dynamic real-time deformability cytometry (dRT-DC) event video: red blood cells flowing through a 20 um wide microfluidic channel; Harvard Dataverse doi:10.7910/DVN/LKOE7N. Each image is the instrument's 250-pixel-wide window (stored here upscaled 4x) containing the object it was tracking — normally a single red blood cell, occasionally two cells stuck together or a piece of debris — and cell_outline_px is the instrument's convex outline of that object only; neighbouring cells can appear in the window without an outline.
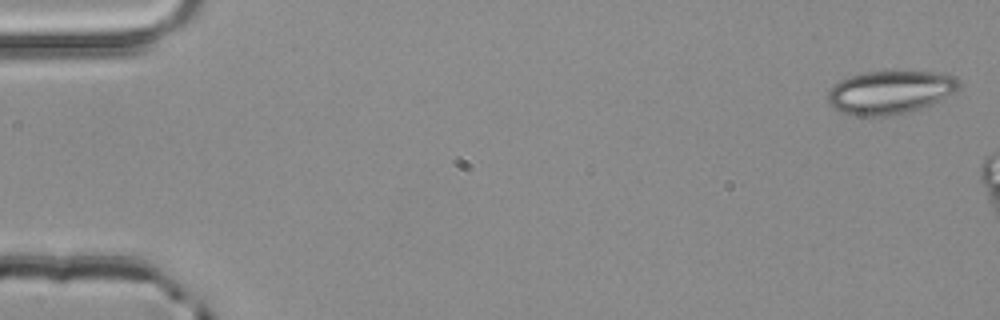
{"species": "common noctule bat (a hibernating species)", "species_latin": "Nyctalus noctula", "temperature_condition": "room temperature", "stored_images_in_passage": 2, "camera_frame_rate_fps": 3000, "um_per_image_px": 0.085, "animal": {"sex": "male", "body_mass_g": 20.4}, "frame": {"image": 1, "passage_image": 1, "time_ms": 0.0, "image_size_px": [1000, 320], "cell_outline_px": [[960, 88], [940, 100], [904, 112], [884, 116], [856, 116], [840, 112], [828, 100], [828, 92], [840, 80], [864, 72], [944, 72], [952, 76], [960, 84]], "centroid_in_image_um": [75.65, 7.83], "position_along_channel_um": 9.4, "area_um2": 32.31}}